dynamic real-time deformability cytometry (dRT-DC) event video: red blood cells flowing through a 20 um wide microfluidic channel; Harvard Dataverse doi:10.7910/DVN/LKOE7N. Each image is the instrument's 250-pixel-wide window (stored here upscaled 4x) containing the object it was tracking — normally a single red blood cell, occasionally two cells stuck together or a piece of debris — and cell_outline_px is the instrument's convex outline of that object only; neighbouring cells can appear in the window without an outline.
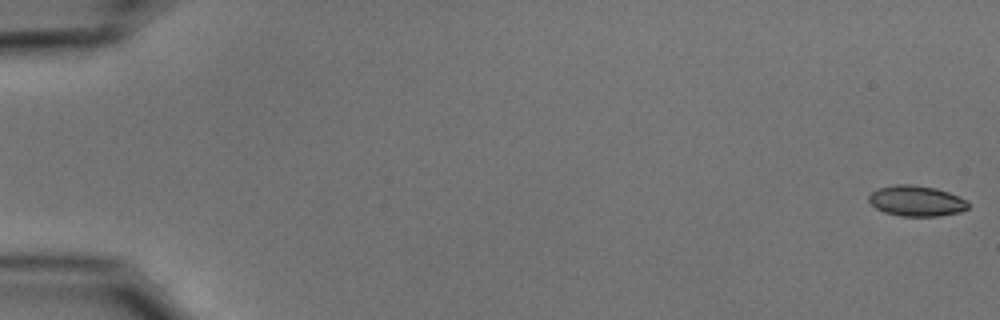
{"species": "common noctule bat (a hibernating species)", "species_latin": "Nyctalus noctula", "temperature_condition": "cold", "stored_images_in_passage": 55, "camera_frame_rate_fps": 3000, "um_per_image_px": 0.085, "animal": {"sex": "male", "body_mass_g": 15.6}, "frame": {"image": 1, "passage_image": 1, "time_ms": 0.0, "image_size_px": [1000, 320], "cell_outline_px": [[968, 208], [960, 212], [940, 216], [900, 216], [884, 212], [876, 208], [868, 200], [868, 196], [872, 192], [880, 188], [896, 184], [912, 184], [936, 188], [948, 192], [964, 200], [968, 204]], "centroid_in_image_um": [77.87, 17.08], "position_along_channel_um": 7.1, "area_um2": 17.57}}
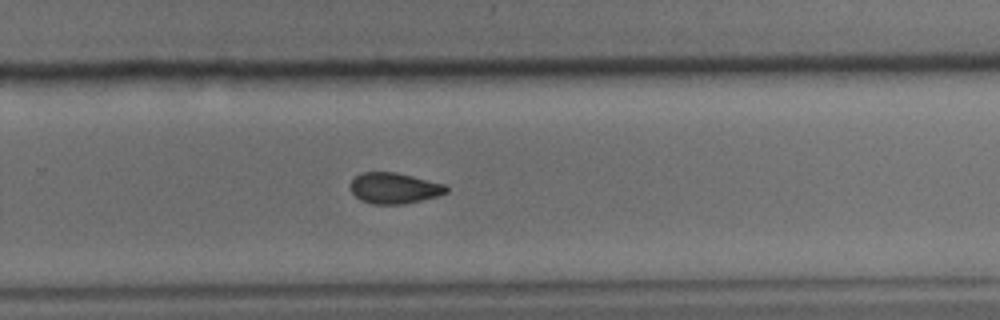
{"frame": {"image": 2, "passage_image": 37, "time_ms": 12.0, "image_size_px": [1000, 320], "cell_outline_px": [[448, 192], [436, 196], [404, 204], [372, 204], [360, 200], [352, 192], [352, 180], [360, 172], [396, 172], [444, 184], [448, 188]], "centroid_in_image_um": [33.5, 15.99], "position_along_channel_um": 296.3, "area_um2": 17.05}}
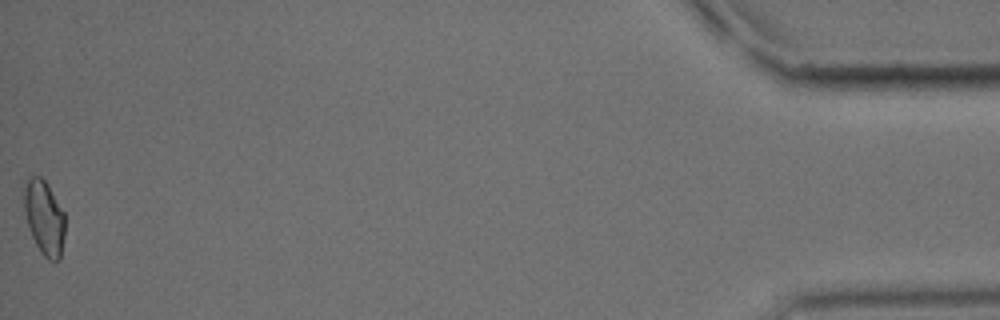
{"frame": {"image": 3, "passage_image": 55, "time_ms": 18.0, "image_size_px": [1000, 320], "cell_outline_px": [[64, 236], [60, 260], [48, 260], [40, 252], [32, 236], [24, 212], [24, 188], [28, 176], [40, 176], [48, 184], [64, 212]], "centroid_in_image_um": [3.76, 18.48], "position_along_channel_um": 431.4, "area_um2": 17.74}, "authors_computed_cell_mechanics": {"area_um2": 17.7446, "velocity_mm_per_s": 3.7266, "shape_relaxation_time_tau1_ms": 5.9621, "shape_relaxation_time_tau2_ms": 4.2358, "deformation_change_tau1": 0.1062, "deformation_change_tau2": 0.0816}}